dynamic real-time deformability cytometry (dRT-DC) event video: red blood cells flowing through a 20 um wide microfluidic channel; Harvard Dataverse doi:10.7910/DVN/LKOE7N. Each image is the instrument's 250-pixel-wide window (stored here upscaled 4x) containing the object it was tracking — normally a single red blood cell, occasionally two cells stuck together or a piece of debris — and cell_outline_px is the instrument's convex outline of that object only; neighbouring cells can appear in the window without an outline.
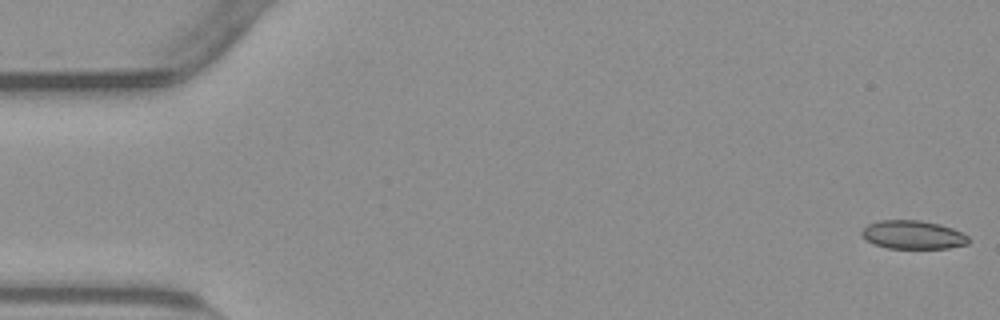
{"species": "common noctule bat (a hibernating species)", "species_latin": "Nyctalus noctula", "temperature_condition": "warm", "stored_images_in_passage": 55, "camera_frame_rate_fps": 3000, "um_per_image_px": 0.085, "animal": {"sex": "male", "body_mass_g": 23.1, "forearm_length_mm": 52.7}, "frame": {"image": 1, "passage_image": 1, "time_ms": 0.0, "image_size_px": [1000, 320], "cell_outline_px": [[968, 244], [948, 248], [888, 248], [876, 244], [868, 240], [860, 232], [868, 224], [880, 220], [920, 220], [940, 224], [952, 228], [968, 236]], "centroid_in_image_um": [77.62, 19.95], "position_along_channel_um": 7.4, "area_um2": 17.51}}
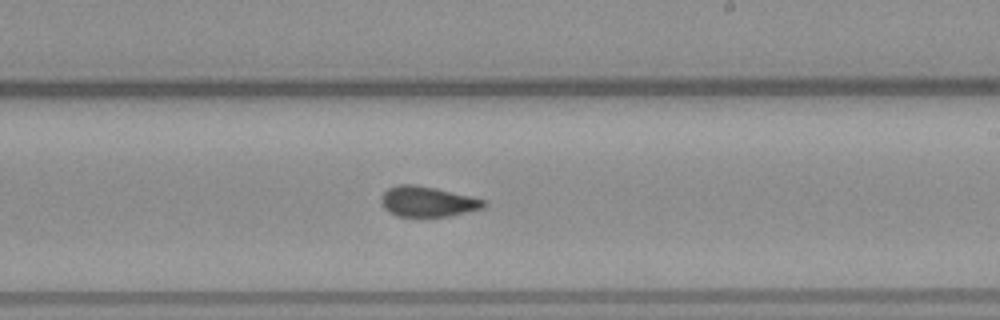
{"frame": {"image": 2, "passage_image": 32, "time_ms": 10.333, "image_size_px": [1000, 320], "cell_outline_px": [[488, 204], [484, 208], [448, 216], [424, 220], [420, 220], [396, 216], [388, 212], [384, 208], [380, 200], [384, 192], [388, 188], [400, 184], [412, 184], [436, 188], [484, 200]], "centroid_in_image_um": [36.3, 17.19], "position_along_channel_um": 252.7, "area_um2": 18.79}}
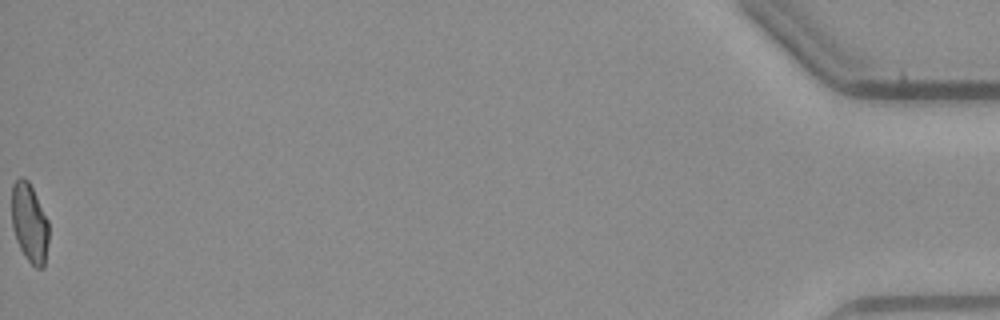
{"frame": {"image": 3, "passage_image": 55, "time_ms": 18.0, "image_size_px": [1000, 320], "cell_outline_px": [[48, 240], [44, 268], [36, 268], [24, 256], [16, 240], [12, 228], [12, 184], [20, 176], [24, 176], [28, 180], [48, 220]], "centroid_in_image_um": [2.49, 18.94], "position_along_channel_um": 432.7, "area_um2": 17.11}, "authors_computed_cell_mechanics": {"area_um2": 18.3226, "velocity_mm_per_s": 3.7967, "shape_relaxation_time_tau1_ms": null, "shape_relaxation_time_tau2_ms": 1.1143, "deformation_change_tau1": null, "deformation_change_tau2": 0.0664}}